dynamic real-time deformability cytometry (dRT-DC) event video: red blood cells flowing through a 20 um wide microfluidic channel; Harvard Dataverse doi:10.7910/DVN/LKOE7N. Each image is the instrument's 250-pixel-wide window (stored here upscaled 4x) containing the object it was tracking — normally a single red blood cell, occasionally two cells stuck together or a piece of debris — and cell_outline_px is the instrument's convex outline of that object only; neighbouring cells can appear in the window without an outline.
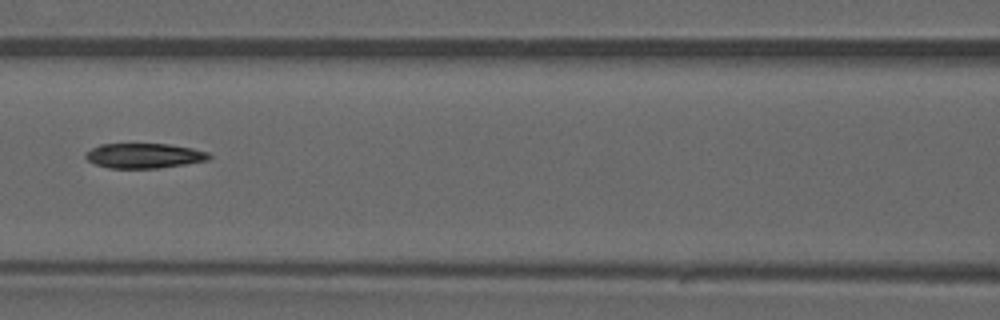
{"species": "common noctule bat (a hibernating species)", "species_latin": "Nyctalus noctula", "temperature_condition": "warm", "stored_images_in_passage": 44, "camera_frame_rate_fps": 3000, "um_per_image_px": 0.085, "animal": {"sex": "male", "forearm_length_mm": 52.5}, "frame": {"image": 1, "passage_image": 19, "time_ms": 6.0, "image_size_px": [1000, 320], "cell_outline_px": [[212, 156], [208, 160], [160, 168], [108, 168], [96, 164], [88, 160], [84, 156], [92, 148], [100, 144], [168, 144], [192, 148], [208, 152]], "centroid_in_image_um": [12.26, 13.23], "position_along_channel_um": 154.3, "area_um2": 17.8}}